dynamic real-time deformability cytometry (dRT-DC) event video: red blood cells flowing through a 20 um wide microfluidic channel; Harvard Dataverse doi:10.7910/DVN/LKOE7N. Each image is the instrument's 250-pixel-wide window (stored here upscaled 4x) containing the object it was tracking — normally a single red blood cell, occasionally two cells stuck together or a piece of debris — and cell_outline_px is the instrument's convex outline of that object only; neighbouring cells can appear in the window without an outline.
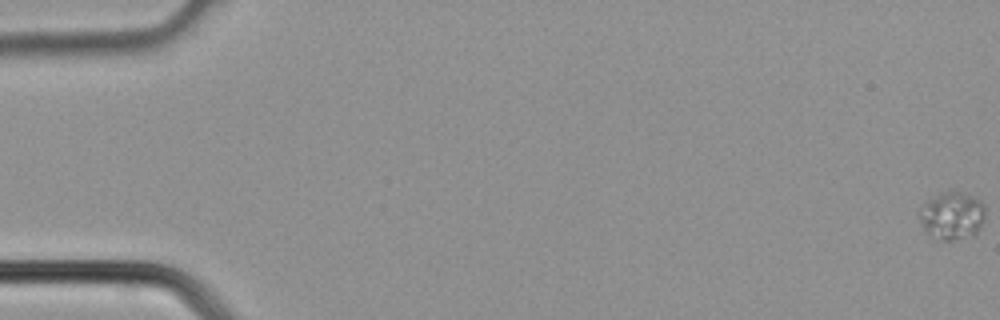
{"species": "common noctule bat (a hibernating species)", "species_latin": "Nyctalus noctula", "temperature_condition": "cold", "stored_images_in_passage": 5, "camera_frame_rate_fps": 3000, "um_per_image_px": 0.085, "animal": {"sex": "male", "body_mass_g": 21.5, "forearm_length_mm": 52.0}, "frame": {"image": 1, "passage_image": 1, "time_ms": 0.0, "image_size_px": [1000, 320], "cell_outline_px": [[984, 220], [976, 236], [952, 240], [940, 240], [928, 236], [924, 232], [920, 220], [920, 212], [924, 204], [928, 200], [940, 192], [956, 192], [972, 196], [980, 200], [984, 204]], "centroid_in_image_um": [80.93, 18.38], "position_along_channel_um": 4.1, "area_um2": 18.44}}
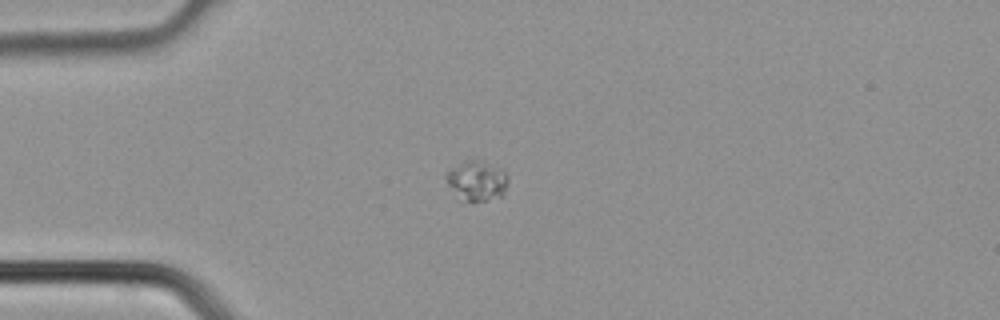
{"frame": {"image": 2, "passage_image": 4, "time_ms": 1.0, "image_size_px": [1000, 320], "cell_outline_px": [[508, 180], [504, 192], [500, 196], [488, 200], [472, 204], [448, 184], [444, 176], [448, 172], [464, 160], [480, 160], [500, 168], [508, 176]], "centroid_in_image_um": [40.58, 15.36], "position_along_channel_um": 44.4, "area_um2": 13.99}}